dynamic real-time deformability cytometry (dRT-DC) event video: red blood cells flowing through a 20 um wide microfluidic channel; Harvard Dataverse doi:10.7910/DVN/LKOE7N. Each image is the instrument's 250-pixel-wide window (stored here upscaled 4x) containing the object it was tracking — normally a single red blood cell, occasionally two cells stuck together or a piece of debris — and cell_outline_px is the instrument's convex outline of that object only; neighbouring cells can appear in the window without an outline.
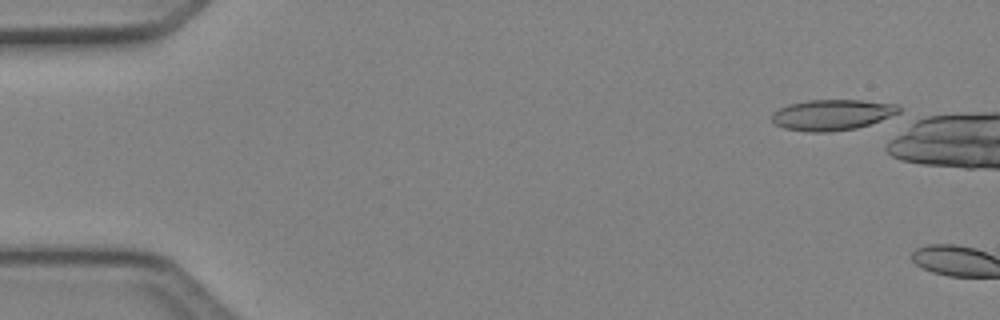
{"species": "Egyptian fruit bat (a non-hibernating species)", "species_latin": "Rousettus aegyptiacus", "temperature_condition": "cold", "stored_images_in_passage": 4, "camera_frame_rate_fps": 3000, "um_per_image_px": 0.085, "animal": {"sex": "female"}, "frame": {"image": 1, "passage_image": 1, "time_ms": 0.0, "image_size_px": [1000, 320], "cell_outline_px": [[900, 116], [856, 128], [828, 132], [808, 132], [784, 128], [776, 124], [772, 120], [772, 112], [788, 104], [808, 100], [860, 100], [900, 104]], "centroid_in_image_um": [70.83, 9.76], "position_along_channel_um": 14.2, "area_um2": 23.24}}